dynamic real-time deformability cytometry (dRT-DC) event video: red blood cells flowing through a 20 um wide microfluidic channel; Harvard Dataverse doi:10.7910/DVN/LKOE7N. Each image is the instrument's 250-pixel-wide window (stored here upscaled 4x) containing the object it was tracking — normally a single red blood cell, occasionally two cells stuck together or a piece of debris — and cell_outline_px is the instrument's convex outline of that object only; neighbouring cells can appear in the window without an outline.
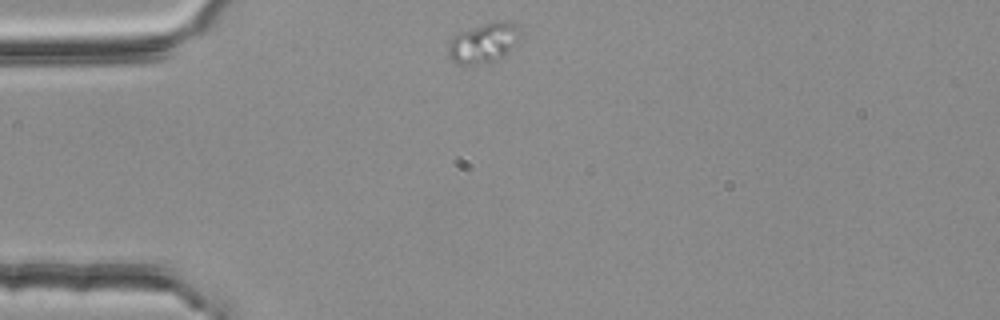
{"species": "common noctule bat (a hibernating species)", "species_latin": "Nyctalus noctula", "temperature_condition": "room temperature", "stored_images_in_passage": 2, "camera_frame_rate_fps": 3000, "um_per_image_px": 0.085, "animal": {"sex": "female", "body_mass_g": 25.1}, "frame": {"image": 1, "passage_image": 1, "time_ms": 0.0, "image_size_px": [1000, 320], "cell_outline_px": [[524, 32], [508, 52], [504, 56], [472, 64], [456, 64], [448, 56], [448, 44], [460, 32], [484, 24], [504, 20], [520, 28]], "centroid_in_image_um": [41.12, 3.63], "position_along_channel_um": 43.9, "area_um2": 16.18}}